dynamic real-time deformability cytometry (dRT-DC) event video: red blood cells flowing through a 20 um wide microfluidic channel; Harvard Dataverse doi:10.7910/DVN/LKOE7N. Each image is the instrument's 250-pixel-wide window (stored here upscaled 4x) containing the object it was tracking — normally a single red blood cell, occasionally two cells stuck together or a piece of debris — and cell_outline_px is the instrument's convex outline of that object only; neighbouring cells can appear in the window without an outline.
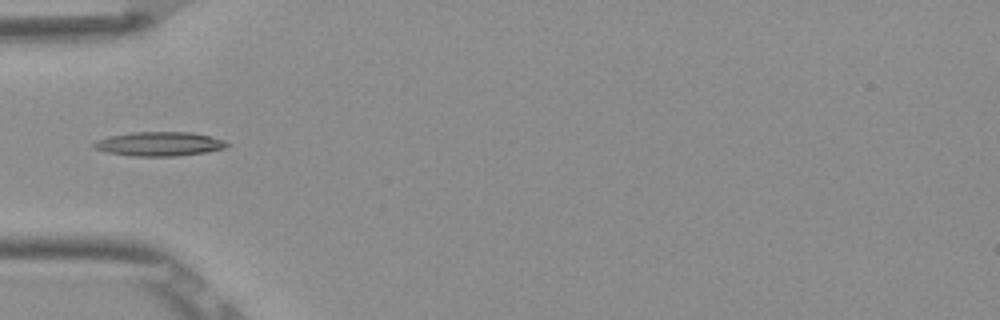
{"species": "Egyptian fruit bat (a non-hibernating species)", "species_latin": "Rousettus aegyptiacus", "temperature_condition": "room temperature", "stored_images_in_passage": 7, "camera_frame_rate_fps": 3000, "um_per_image_px": 0.085, "frame": {"image": 1, "passage_image": 5, "time_ms": 1.333, "image_size_px": [1000, 320], "cell_outline_px": [[228, 144], [224, 148], [204, 152], [176, 156], [132, 156], [104, 152], [92, 148], [92, 144], [96, 140], [108, 136], [132, 132], [192, 132], [224, 140]], "centroid_in_image_um": [13.45, 12.23], "position_along_channel_um": 71.5, "area_um2": 18.73}}
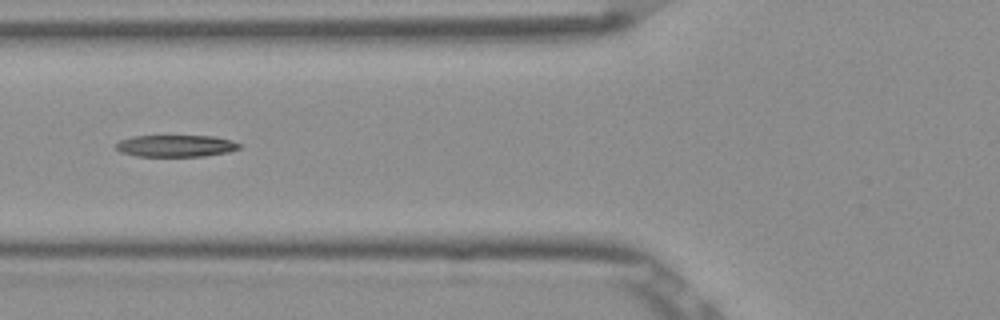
{"frame": {"image": 2, "passage_image": 6, "time_ms": 1.667, "image_size_px": [1000, 320], "cell_outline_px": [[240, 148], [228, 152], [204, 156], [136, 156], [120, 152], [116, 148], [116, 144], [120, 140], [132, 136], [216, 136], [232, 140], [240, 144]], "centroid_in_image_um": [14.95, 12.4], "position_along_channel_um": 110.8, "area_um2": 15.72}}
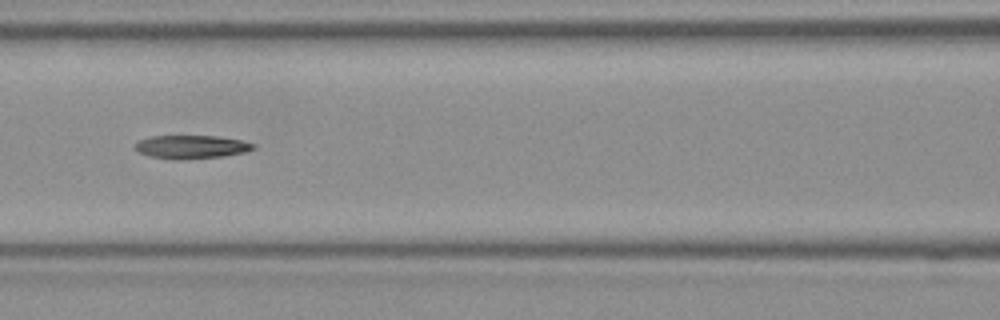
{"frame": {"image": 3, "passage_image": 7, "time_ms": 2.0, "image_size_px": [1000, 320], "cell_outline_px": [[256, 148], [244, 152], [224, 156], [176, 160], [172, 160], [148, 156], [140, 152], [136, 148], [136, 140], [148, 136], [216, 136], [244, 140], [256, 144]], "centroid_in_image_um": [16.27, 12.48], "position_along_channel_um": 150.3, "area_um2": 16.3}}